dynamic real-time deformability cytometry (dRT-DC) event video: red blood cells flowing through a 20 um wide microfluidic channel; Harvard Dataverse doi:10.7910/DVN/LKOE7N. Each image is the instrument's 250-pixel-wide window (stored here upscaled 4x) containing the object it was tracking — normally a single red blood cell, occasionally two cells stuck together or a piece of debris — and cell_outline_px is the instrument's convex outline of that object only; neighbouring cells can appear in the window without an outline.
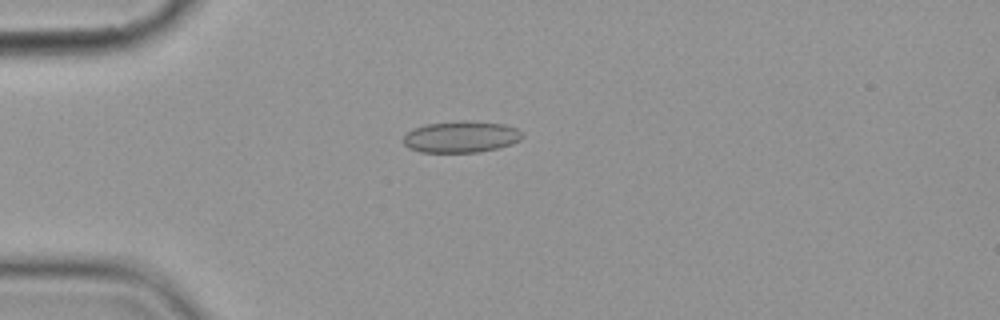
{"species": "common noctule bat (a hibernating species)", "species_latin": "Nyctalus noctula", "temperature_condition": "cold", "stored_images_in_passage": 10, "camera_frame_rate_fps": 3000, "um_per_image_px": 0.085, "animal": {"sex": "female", "body_mass_g": 19.9}, "frame": {"image": 1, "passage_image": 4, "time_ms": 4.333, "image_size_px": [1000, 320], "cell_outline_px": [[524, 136], [520, 140], [512, 144], [496, 148], [476, 152], [420, 152], [408, 148], [404, 144], [404, 136], [412, 128], [428, 124], [460, 120], [468, 120], [504, 124], [516, 128], [524, 132]], "centroid_in_image_um": [39.21, 11.62], "position_along_channel_um": 45.8, "area_um2": 21.96}}
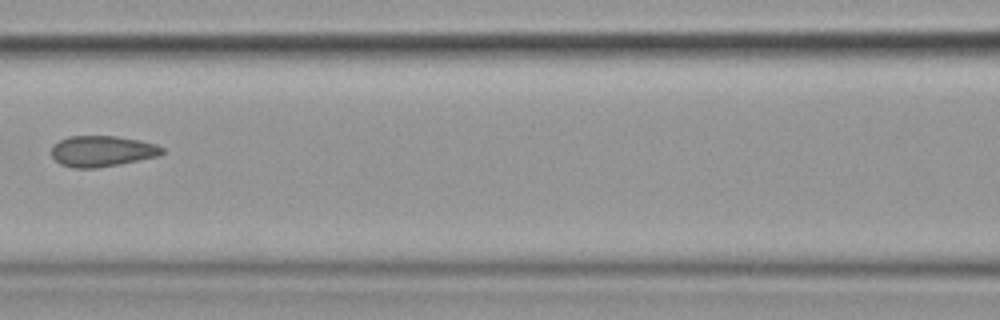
{"frame": {"image": 2, "passage_image": 7, "time_ms": 8.0, "image_size_px": [1000, 320], "cell_outline_px": [[164, 152], [160, 156], [120, 164], [96, 168], [72, 168], [60, 164], [52, 156], [52, 144], [68, 136], [116, 136], [140, 140], [156, 144], [164, 148]], "centroid_in_image_um": [8.69, 12.85], "position_along_channel_um": 157.9, "area_um2": 20.11}}
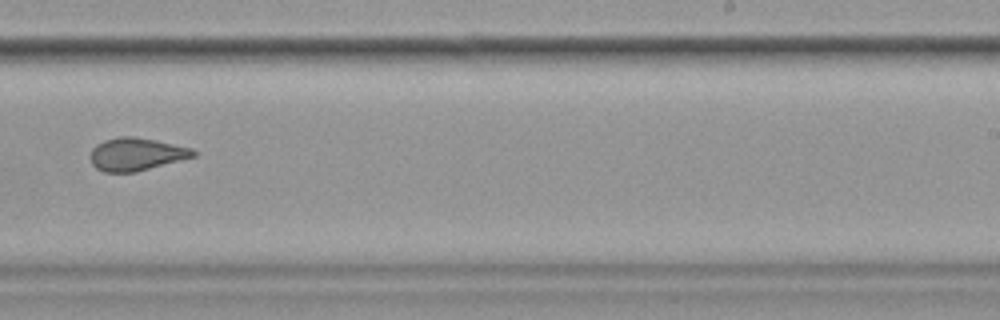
{"frame": {"image": 3, "passage_image": 10, "time_ms": 11.333, "image_size_px": [1000, 320], "cell_outline_px": [[196, 156], [136, 172], [104, 172], [96, 168], [92, 164], [88, 156], [92, 148], [96, 144], [104, 140], [120, 136], [132, 136], [156, 140], [192, 148], [196, 152]], "centroid_in_image_um": [11.55, 13.1], "position_along_channel_um": 277.5, "area_um2": 19.83}}